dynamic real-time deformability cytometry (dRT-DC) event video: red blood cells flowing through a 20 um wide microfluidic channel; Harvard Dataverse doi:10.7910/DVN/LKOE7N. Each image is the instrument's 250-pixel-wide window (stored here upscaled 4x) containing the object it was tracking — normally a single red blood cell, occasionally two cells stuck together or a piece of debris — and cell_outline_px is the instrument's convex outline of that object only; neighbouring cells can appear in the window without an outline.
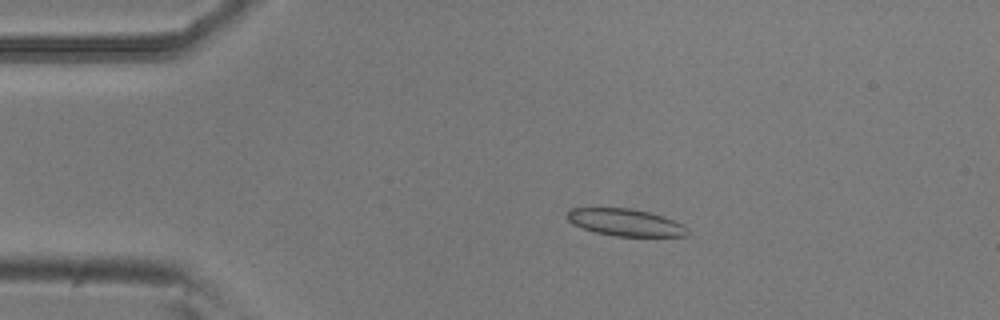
{"species": "common noctule bat (a hibernating species)", "species_latin": "Nyctalus noctula", "temperature_condition": "room temperature", "stored_images_in_passage": 17, "camera_frame_rate_fps": 3000, "um_per_image_px": 0.085, "animal": {"sex": "male", "body_mass_g": 20.5, "forearm_length_mm": 52.5}, "frame": {"image": 1, "passage_image": 10, "time_ms": 3.0, "image_size_px": [1000, 320], "cell_outline_px": [[688, 236], [616, 236], [596, 232], [572, 224], [564, 216], [568, 208], [628, 208], [648, 212], [664, 216], [684, 224], [688, 228]], "centroid_in_image_um": [53.15, 18.9], "position_along_channel_um": 31.9, "area_um2": 19.13}}
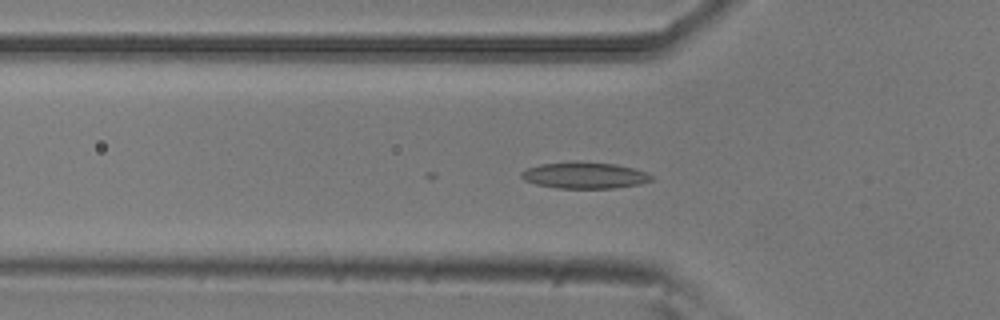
{"frame": {"image": 2, "passage_image": 17, "time_ms": 5.333, "image_size_px": [1000, 320], "cell_outline_px": [[652, 180], [640, 184], [616, 188], [556, 188], [536, 184], [524, 180], [520, 176], [520, 172], [528, 168], [540, 164], [616, 164], [636, 168], [648, 172], [652, 176]], "centroid_in_image_um": [49.74, 14.95], "position_along_channel_um": 76.1, "area_um2": 19.31}}